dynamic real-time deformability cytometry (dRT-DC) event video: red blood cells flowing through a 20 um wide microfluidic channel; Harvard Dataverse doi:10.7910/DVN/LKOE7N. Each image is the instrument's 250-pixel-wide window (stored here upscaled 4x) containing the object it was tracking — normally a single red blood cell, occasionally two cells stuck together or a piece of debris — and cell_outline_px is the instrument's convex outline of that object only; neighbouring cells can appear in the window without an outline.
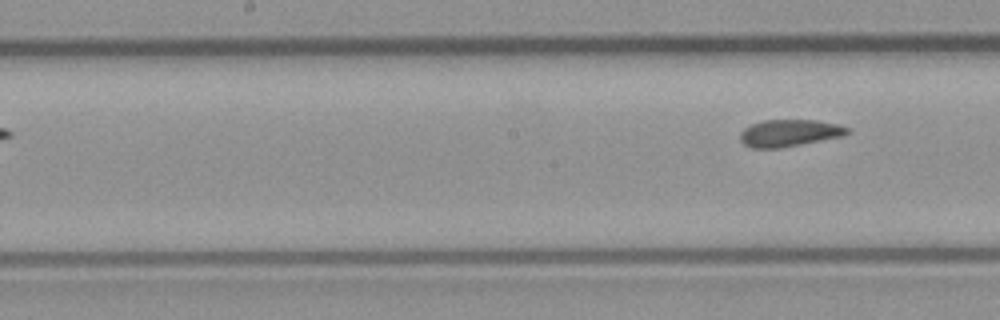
{"species": "common noctule bat (a hibernating species)", "species_latin": "Nyctalus noctula", "temperature_condition": "room temperature", "stored_images_in_passage": 8, "segment_of_instrument_passage": [2, 2], "camera_frame_rate_fps": 3000, "um_per_image_px": 0.085, "animal": {"sex": "male", "body_mass_g": 23.1, "forearm_length_mm": 52.7}, "frame": {"image": 1, "passage_image": 8, "time_ms": 8.0, "image_size_px": [1000, 320], "cell_outline_px": [[852, 132], [840, 136], [780, 148], [752, 148], [744, 144], [740, 140], [740, 132], [744, 128], [752, 124], [764, 120], [816, 120], [836, 124], [848, 128]], "centroid_in_image_um": [67.05, 11.3], "position_along_channel_um": 181.1, "area_um2": 16.65}}